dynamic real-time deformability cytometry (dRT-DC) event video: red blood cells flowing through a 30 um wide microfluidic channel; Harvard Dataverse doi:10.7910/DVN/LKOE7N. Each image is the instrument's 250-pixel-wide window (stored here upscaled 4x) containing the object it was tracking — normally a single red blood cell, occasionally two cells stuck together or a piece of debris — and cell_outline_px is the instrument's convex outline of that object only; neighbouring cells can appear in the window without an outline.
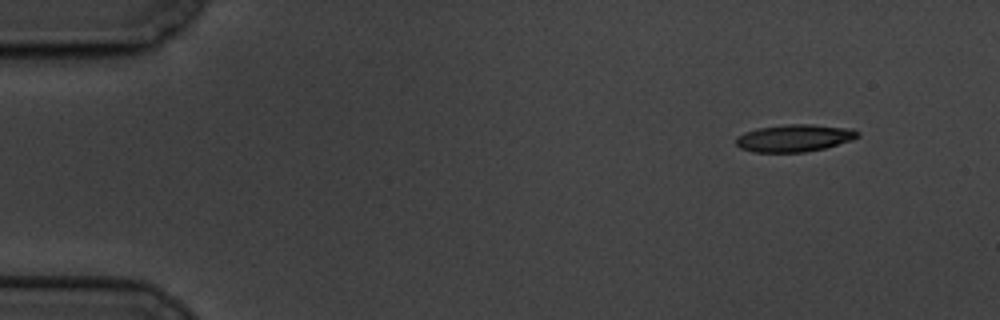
{"species": "common noctule bat (a hibernating species)", "species_latin": "Nyctalus noctula", "temperature_condition": "cold", "stored_images_in_passage": 5, "camera_frame_rate_fps": 3000, "um_per_image_px": 0.085, "animal": {"sex": "male", "body_mass_g": 19.5, "forearm_length_mm": 54.6}, "frame": {"image": 1, "passage_image": 1, "time_ms": 0.0, "image_size_px": [1000, 320], "cell_outline_px": [[860, 136], [852, 140], [824, 148], [804, 152], [752, 152], [740, 148], [736, 144], [736, 136], [744, 132], [756, 128], [788, 124], [812, 124], [852, 128], [860, 132]], "centroid_in_image_um": [67.52, 11.72], "position_along_channel_um": 17.5, "area_um2": 19.54}}
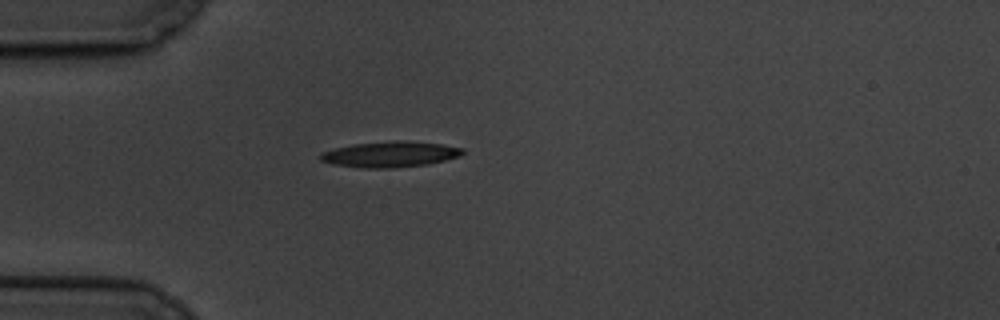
{"frame": {"image": 2, "passage_image": 4, "time_ms": 3.667, "image_size_px": [1000, 320], "cell_outline_px": [[464, 152], [460, 156], [428, 164], [388, 168], [360, 168], [332, 164], [320, 160], [320, 152], [352, 144], [396, 140], [440, 144], [464, 148]], "centroid_in_image_um": [33.13, 13.12], "position_along_channel_um": 51.9, "area_um2": 21.21}}